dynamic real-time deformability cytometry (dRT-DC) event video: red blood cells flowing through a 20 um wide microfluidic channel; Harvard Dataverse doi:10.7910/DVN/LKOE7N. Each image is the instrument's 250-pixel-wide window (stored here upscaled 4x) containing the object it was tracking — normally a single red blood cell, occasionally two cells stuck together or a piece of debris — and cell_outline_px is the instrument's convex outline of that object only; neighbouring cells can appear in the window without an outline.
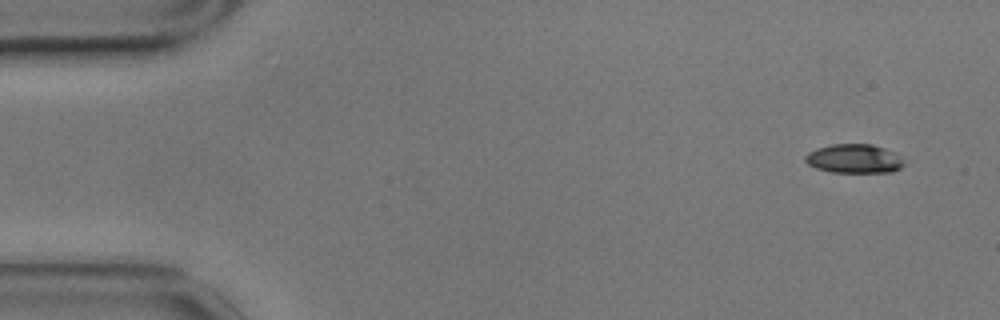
{"species": "common noctule bat (a hibernating species)", "species_latin": "Nyctalus noctula", "temperature_condition": "cold", "stored_images_in_passage": 55, "camera_frame_rate_fps": 3000, "um_per_image_px": 0.085, "animal": {"sex": "male", "body_mass_g": 17.9}, "frame": {"image": 1, "passage_image": 1, "time_ms": 0.0, "image_size_px": [1000, 320], "cell_outline_px": [[904, 164], [900, 168], [892, 172], [832, 172], [816, 168], [808, 164], [804, 160], [804, 156], [808, 152], [816, 148], [832, 144], [872, 144], [896, 152], [900, 156]], "centroid_in_image_um": [72.59, 13.48], "position_along_channel_um": 12.4, "area_um2": 16.76}}
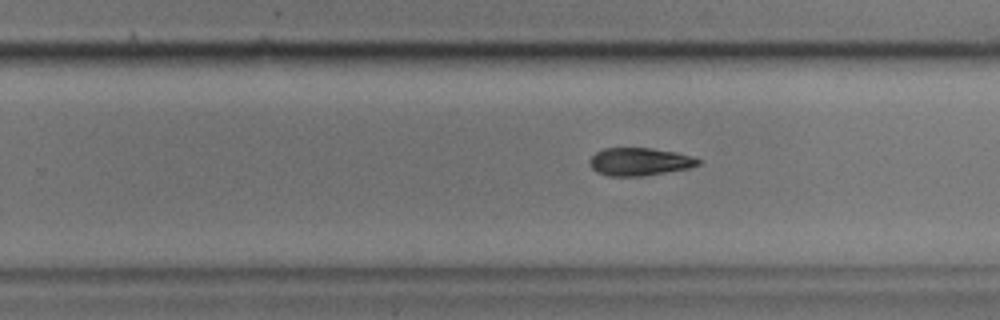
{"frame": {"image": 2, "passage_image": 33, "time_ms": 10.667, "image_size_px": [1000, 320], "cell_outline_px": [[700, 164], [688, 168], [640, 176], [608, 176], [596, 172], [592, 168], [588, 160], [596, 152], [604, 148], [652, 148], [676, 152], [692, 156], [700, 160]], "centroid_in_image_um": [54.33, 13.74], "position_along_channel_um": 275.5, "area_um2": 17.51}}
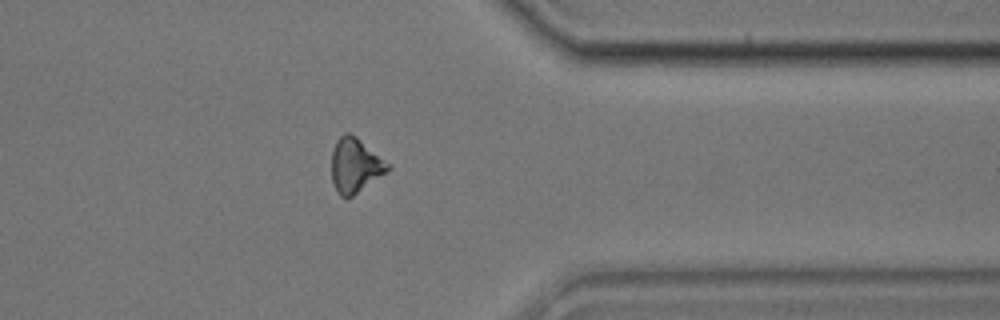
{"frame": {"image": 3, "passage_image": 43, "time_ms": 14.0, "image_size_px": [1000, 320], "cell_outline_px": [[392, 168], [352, 196], [340, 196], [332, 180], [332, 152], [336, 140], [344, 132], [348, 132], [356, 136], [392, 164]], "centroid_in_image_um": [30.22, 14.01], "position_along_channel_um": 381.2, "area_um2": 17.8}, "authors_computed_cell_mechanics": {"area_um2": 17.9758, "velocity_mm_per_s": 3.4818, "shape_relaxation_time_tau1_ms": 4.6537, "shape_relaxation_time_tau2_ms": null, "deformation_change_tau1": 0.0944, "deformation_change_tau2": null}}